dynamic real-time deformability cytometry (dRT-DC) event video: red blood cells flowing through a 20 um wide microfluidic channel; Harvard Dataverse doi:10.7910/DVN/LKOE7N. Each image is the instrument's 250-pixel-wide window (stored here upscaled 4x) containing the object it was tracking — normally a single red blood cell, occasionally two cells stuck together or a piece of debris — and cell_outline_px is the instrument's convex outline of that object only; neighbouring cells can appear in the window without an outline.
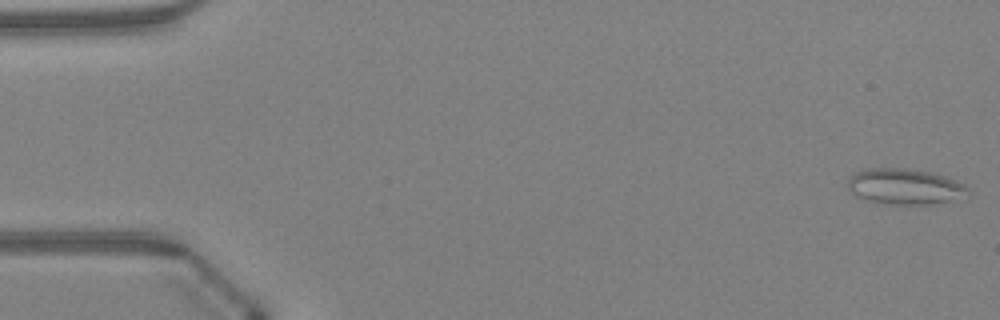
{"species": "Egyptian fruit bat (a non-hibernating species)", "species_latin": "Rousettus aegyptiacus", "temperature_condition": "warm", "stored_images_in_passage": 47, "camera_frame_rate_fps": 3000, "um_per_image_px": 0.085, "animal": {"sex": "female"}, "frame": {"image": 1, "passage_image": 1, "time_ms": 0.0, "image_size_px": [1000, 320], "cell_outline_px": [[968, 192], [948, 200], [928, 204], [888, 204], [868, 200], [856, 196], [848, 188], [848, 176], [864, 168], [904, 168], [928, 172], [944, 176], [964, 184], [968, 188]], "centroid_in_image_um": [76.81, 15.83], "position_along_channel_um": 8.2, "area_um2": 24.51}}
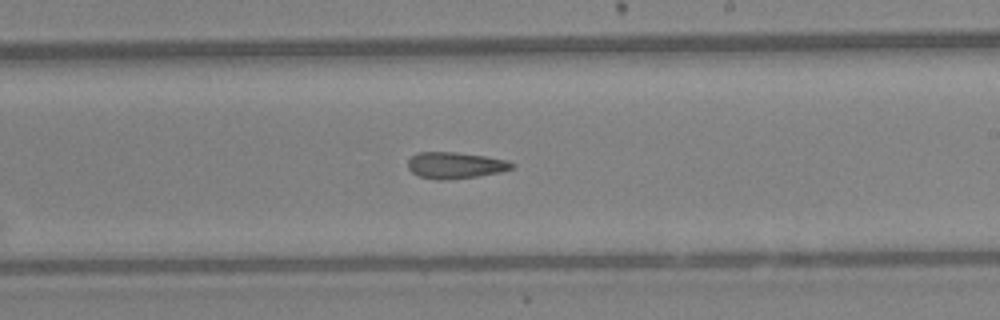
{"frame": {"image": 2, "passage_image": 28, "time_ms": 9.0, "image_size_px": [1000, 320], "cell_outline_px": [[516, 164], [512, 168], [500, 172], [476, 176], [444, 180], [436, 180], [420, 176], [412, 172], [408, 168], [408, 160], [416, 152], [456, 152], [484, 156], [508, 160]], "centroid_in_image_um": [38.69, 14.04], "position_along_channel_um": 250.3, "area_um2": 15.95}}
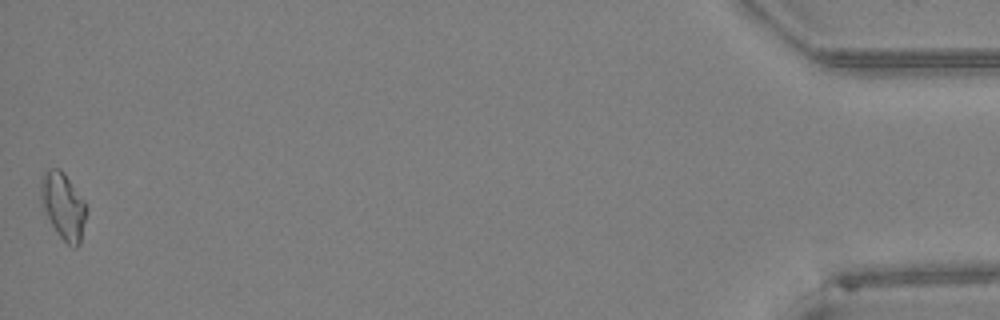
{"frame": {"image": 3, "passage_image": 47, "time_ms": 15.333, "image_size_px": [1000, 320], "cell_outline_px": [[84, 220], [80, 244], [76, 248], [72, 248], [56, 232], [40, 204], [40, 180], [44, 168], [60, 168], [64, 172], [84, 200]], "centroid_in_image_um": [5.31, 17.45], "position_along_channel_um": 429.9, "area_um2": 17.69}}